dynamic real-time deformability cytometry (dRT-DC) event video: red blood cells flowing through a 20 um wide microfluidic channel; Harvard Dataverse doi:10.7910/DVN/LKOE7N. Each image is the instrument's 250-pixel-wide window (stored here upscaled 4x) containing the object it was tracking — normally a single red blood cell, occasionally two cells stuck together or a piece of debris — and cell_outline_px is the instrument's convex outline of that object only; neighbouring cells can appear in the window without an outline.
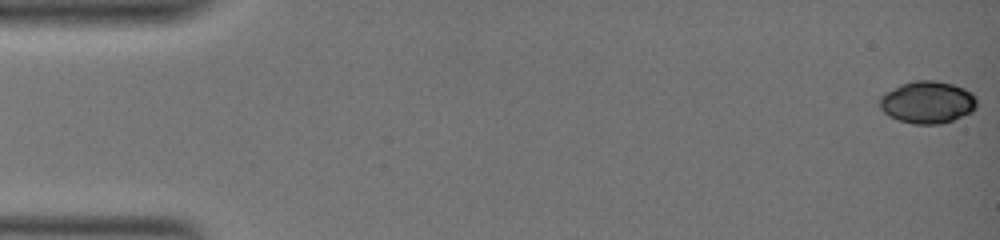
{"species": "common noctule bat (a hibernating species)", "species_latin": "Nyctalus noctula", "temperature_condition": "warm", "stored_images_in_passage": 18, "camera_frame_rate_fps": 3000, "um_per_image_px": 0.085, "animal": {"sex": "female", "body_mass_g": 19.0, "forearm_length_mm": 51.5}, "frame": {"image": 1, "passage_image": 1, "time_ms": 0.0, "image_size_px": [1000, 240], "cell_outline_px": [[976, 108], [972, 112], [952, 120], [940, 124], [912, 124], [888, 116], [880, 108], [880, 96], [900, 84], [912, 80], [932, 80], [952, 84], [964, 88], [972, 92], [976, 96]], "centroid_in_image_um": [78.84, 8.69], "position_along_channel_um": 6.2, "area_um2": 23.99}}
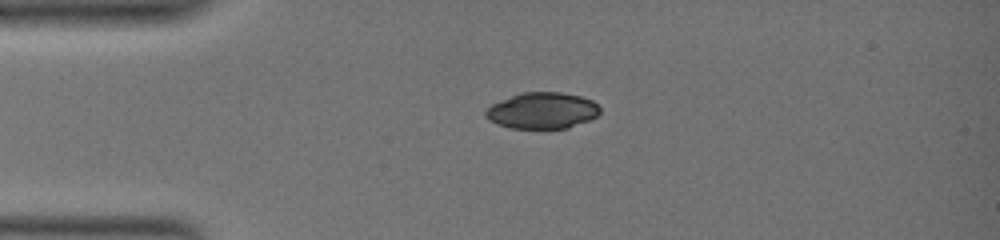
{"frame": {"image": 2, "passage_image": 16, "time_ms": 5.333, "image_size_px": [1000, 240], "cell_outline_px": [[600, 112], [596, 116], [588, 120], [568, 128], [512, 128], [496, 124], [488, 120], [484, 116], [484, 112], [492, 104], [520, 92], [560, 92], [580, 96], [592, 100], [600, 108]], "centroid_in_image_um": [46.06, 9.4], "position_along_channel_um": 38.9, "area_um2": 24.1}}